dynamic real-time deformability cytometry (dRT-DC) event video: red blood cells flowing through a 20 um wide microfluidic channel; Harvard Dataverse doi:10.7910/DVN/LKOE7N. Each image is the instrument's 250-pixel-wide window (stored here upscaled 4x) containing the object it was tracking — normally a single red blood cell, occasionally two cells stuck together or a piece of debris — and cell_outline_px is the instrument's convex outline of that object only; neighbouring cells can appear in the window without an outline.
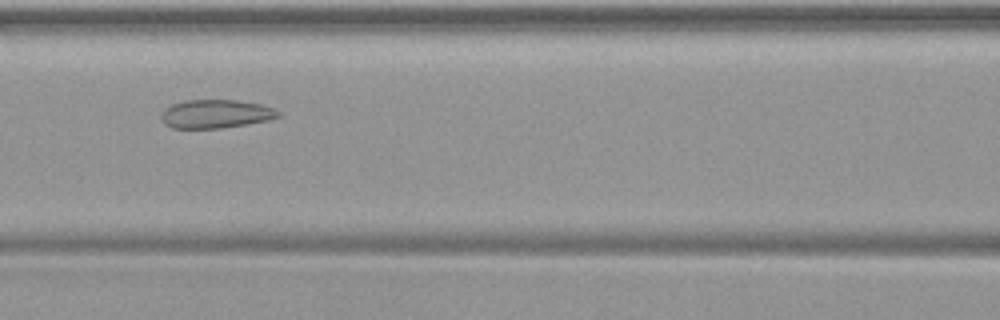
{"species": "common noctule bat (a hibernating species)", "species_latin": "Nyctalus noctula", "temperature_condition": "warm", "stored_images_in_passage": 46, "camera_frame_rate_fps": 3000, "um_per_image_px": 0.085, "animal": {"sex": "female", "body_mass_g": 19.9}, "frame": {"image": 1, "passage_image": 19, "time_ms": 6.0, "image_size_px": [1000, 320], "cell_outline_px": [[280, 116], [268, 120], [248, 124], [220, 128], [172, 128], [164, 124], [160, 116], [160, 112], [164, 108], [172, 104], [184, 100], [236, 100], [260, 104], [272, 108], [280, 112]], "centroid_in_image_um": [18.29, 9.68], "position_along_channel_um": 148.3, "area_um2": 19.54}}
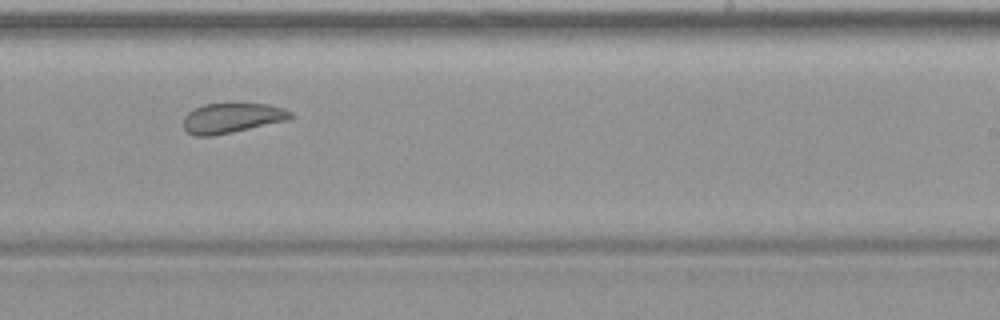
{"frame": {"image": 2, "passage_image": 28, "time_ms": 9.0, "image_size_px": [1000, 320], "cell_outline_px": [[292, 116], [288, 120], [232, 132], [212, 136], [196, 136], [188, 132], [184, 128], [184, 116], [188, 112], [204, 104], [268, 104], [284, 108], [292, 112]], "centroid_in_image_um": [19.72, 10.03], "position_along_channel_um": 269.3, "area_um2": 18.5}}
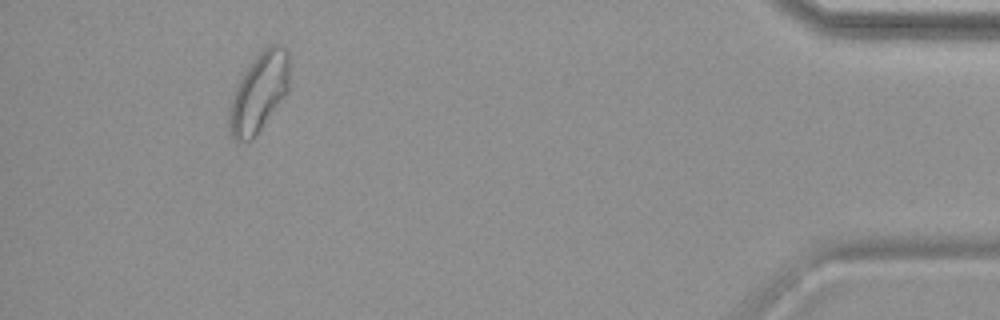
{"frame": {"image": 3, "passage_image": 43, "time_ms": 14.0, "image_size_px": [1000, 320], "cell_outline_px": [[288, 92], [256, 136], [252, 140], [244, 144], [236, 140], [228, 132], [228, 112], [236, 84], [244, 72], [256, 56], [264, 48], [272, 44], [284, 44], [288, 52]], "centroid_in_image_um": [21.99, 7.9], "position_along_channel_um": 413.2, "area_um2": 28.03}}